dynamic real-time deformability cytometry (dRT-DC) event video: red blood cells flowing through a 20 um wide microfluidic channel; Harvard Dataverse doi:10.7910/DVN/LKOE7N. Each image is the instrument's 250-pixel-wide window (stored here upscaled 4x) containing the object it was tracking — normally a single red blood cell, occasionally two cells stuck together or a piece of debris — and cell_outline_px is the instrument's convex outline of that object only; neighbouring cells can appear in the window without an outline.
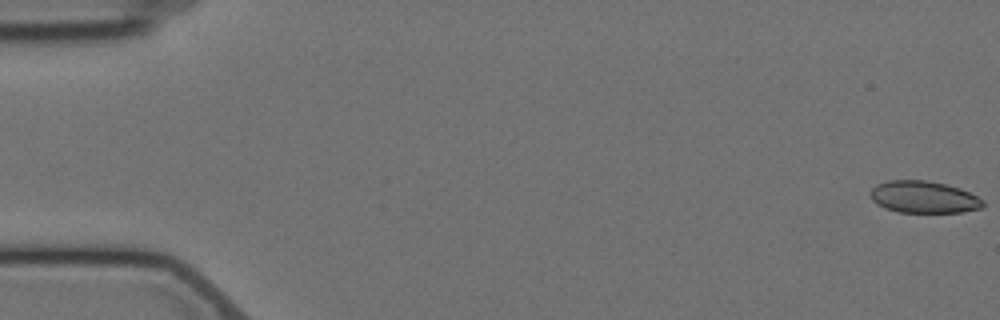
{"species": "Egyptian fruit bat (a non-hibernating species)", "species_latin": "Rousettus aegyptiacus", "temperature_condition": "cold", "stored_images_in_passage": 7, "camera_frame_rate_fps": 3000, "um_per_image_px": 0.085, "animal": {"sex": "female"}, "frame": {"image": 1, "passage_image": 1, "time_ms": 0.0, "image_size_px": [1000, 320], "cell_outline_px": [[984, 204], [980, 208], [964, 212], [900, 212], [884, 208], [876, 204], [872, 200], [868, 192], [876, 184], [888, 180], [924, 180], [944, 184], [960, 188], [984, 200]], "centroid_in_image_um": [78.47, 16.75], "position_along_channel_um": 6.5, "area_um2": 21.04}}
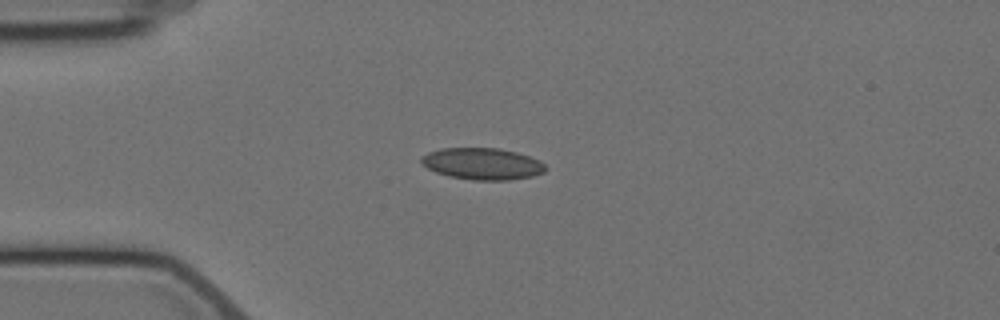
{"frame": {"image": 2, "passage_image": 5, "time_ms": 4.667, "image_size_px": [1000, 320], "cell_outline_px": [[548, 168], [544, 172], [532, 176], [508, 180], [472, 180], [448, 176], [436, 172], [428, 168], [420, 160], [420, 156], [428, 152], [440, 148], [500, 148], [516, 152], [540, 160]], "centroid_in_image_um": [41.0, 13.92], "position_along_channel_um": 44.0, "area_um2": 23.0}}
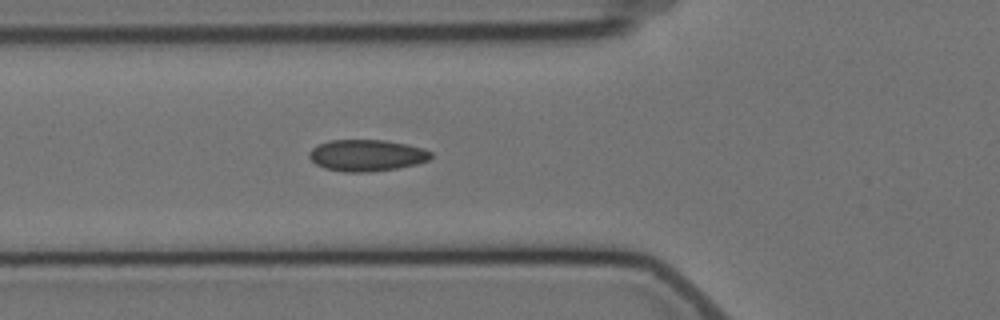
{"frame": {"image": 3, "passage_image": 7, "time_ms": 6.667, "image_size_px": [1000, 320], "cell_outline_px": [[432, 156], [428, 160], [416, 164], [396, 168], [368, 172], [344, 172], [324, 168], [316, 164], [308, 156], [308, 152], [312, 148], [328, 140], [384, 140], [408, 144], [424, 148], [432, 152]], "centroid_in_image_um": [31.17, 13.2], "position_along_channel_um": 94.6, "area_um2": 22.43}}